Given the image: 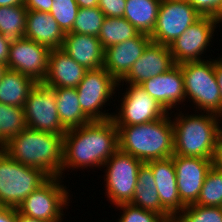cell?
I'll use <instances>...</instances> for the list:
<instances>
[{"instance_id":"obj_34","label":"cell","mask_w":222,"mask_h":222,"mask_svg":"<svg viewBox=\"0 0 222 222\" xmlns=\"http://www.w3.org/2000/svg\"><path fill=\"white\" fill-rule=\"evenodd\" d=\"M119 209L121 216L117 222H160L163 218L156 212L136 207L130 203H123L115 206ZM123 211V212H122Z\"/></svg>"},{"instance_id":"obj_43","label":"cell","mask_w":222,"mask_h":222,"mask_svg":"<svg viewBox=\"0 0 222 222\" xmlns=\"http://www.w3.org/2000/svg\"><path fill=\"white\" fill-rule=\"evenodd\" d=\"M16 222H45V221L24 216L23 214L19 213L17 210V221Z\"/></svg>"},{"instance_id":"obj_13","label":"cell","mask_w":222,"mask_h":222,"mask_svg":"<svg viewBox=\"0 0 222 222\" xmlns=\"http://www.w3.org/2000/svg\"><path fill=\"white\" fill-rule=\"evenodd\" d=\"M218 26L212 16H202L194 24L189 26L172 44L169 45L170 52L175 64L189 61H202L206 59V51L212 38L216 34ZM216 31V32H215Z\"/></svg>"},{"instance_id":"obj_33","label":"cell","mask_w":222,"mask_h":222,"mask_svg":"<svg viewBox=\"0 0 222 222\" xmlns=\"http://www.w3.org/2000/svg\"><path fill=\"white\" fill-rule=\"evenodd\" d=\"M178 216L183 222H222V207L191 204L186 206Z\"/></svg>"},{"instance_id":"obj_26","label":"cell","mask_w":222,"mask_h":222,"mask_svg":"<svg viewBox=\"0 0 222 222\" xmlns=\"http://www.w3.org/2000/svg\"><path fill=\"white\" fill-rule=\"evenodd\" d=\"M161 0H126L123 17L139 33L151 35L156 22Z\"/></svg>"},{"instance_id":"obj_14","label":"cell","mask_w":222,"mask_h":222,"mask_svg":"<svg viewBox=\"0 0 222 222\" xmlns=\"http://www.w3.org/2000/svg\"><path fill=\"white\" fill-rule=\"evenodd\" d=\"M49 52L47 47L23 37L10 45L7 67L42 83L48 72Z\"/></svg>"},{"instance_id":"obj_16","label":"cell","mask_w":222,"mask_h":222,"mask_svg":"<svg viewBox=\"0 0 222 222\" xmlns=\"http://www.w3.org/2000/svg\"><path fill=\"white\" fill-rule=\"evenodd\" d=\"M176 64L169 46L150 42L141 57L132 65L128 74L118 83V87L126 84L140 85L145 80L169 71Z\"/></svg>"},{"instance_id":"obj_28","label":"cell","mask_w":222,"mask_h":222,"mask_svg":"<svg viewBox=\"0 0 222 222\" xmlns=\"http://www.w3.org/2000/svg\"><path fill=\"white\" fill-rule=\"evenodd\" d=\"M139 34L138 30L124 17H106L101 27L98 39L104 49L120 42L132 39Z\"/></svg>"},{"instance_id":"obj_30","label":"cell","mask_w":222,"mask_h":222,"mask_svg":"<svg viewBox=\"0 0 222 222\" xmlns=\"http://www.w3.org/2000/svg\"><path fill=\"white\" fill-rule=\"evenodd\" d=\"M195 204L222 207V170L214 166L209 169Z\"/></svg>"},{"instance_id":"obj_29","label":"cell","mask_w":222,"mask_h":222,"mask_svg":"<svg viewBox=\"0 0 222 222\" xmlns=\"http://www.w3.org/2000/svg\"><path fill=\"white\" fill-rule=\"evenodd\" d=\"M26 127L23 108L0 103V148Z\"/></svg>"},{"instance_id":"obj_20","label":"cell","mask_w":222,"mask_h":222,"mask_svg":"<svg viewBox=\"0 0 222 222\" xmlns=\"http://www.w3.org/2000/svg\"><path fill=\"white\" fill-rule=\"evenodd\" d=\"M88 70L61 48L50 50L43 84L50 88H76Z\"/></svg>"},{"instance_id":"obj_39","label":"cell","mask_w":222,"mask_h":222,"mask_svg":"<svg viewBox=\"0 0 222 222\" xmlns=\"http://www.w3.org/2000/svg\"><path fill=\"white\" fill-rule=\"evenodd\" d=\"M212 166L222 170V137L219 135L215 145L214 154L212 157Z\"/></svg>"},{"instance_id":"obj_9","label":"cell","mask_w":222,"mask_h":222,"mask_svg":"<svg viewBox=\"0 0 222 222\" xmlns=\"http://www.w3.org/2000/svg\"><path fill=\"white\" fill-rule=\"evenodd\" d=\"M143 162L119 149L104 163L105 196L117 206L132 201L137 175Z\"/></svg>"},{"instance_id":"obj_12","label":"cell","mask_w":222,"mask_h":222,"mask_svg":"<svg viewBox=\"0 0 222 222\" xmlns=\"http://www.w3.org/2000/svg\"><path fill=\"white\" fill-rule=\"evenodd\" d=\"M23 109L28 128L53 134L66 133L58 115L53 88L37 83L29 93Z\"/></svg>"},{"instance_id":"obj_47","label":"cell","mask_w":222,"mask_h":222,"mask_svg":"<svg viewBox=\"0 0 222 222\" xmlns=\"http://www.w3.org/2000/svg\"><path fill=\"white\" fill-rule=\"evenodd\" d=\"M7 69H8L7 64L0 62V79L2 78L4 73L7 71Z\"/></svg>"},{"instance_id":"obj_27","label":"cell","mask_w":222,"mask_h":222,"mask_svg":"<svg viewBox=\"0 0 222 222\" xmlns=\"http://www.w3.org/2000/svg\"><path fill=\"white\" fill-rule=\"evenodd\" d=\"M27 12L24 4L0 6V33L10 44L24 37Z\"/></svg>"},{"instance_id":"obj_6","label":"cell","mask_w":222,"mask_h":222,"mask_svg":"<svg viewBox=\"0 0 222 222\" xmlns=\"http://www.w3.org/2000/svg\"><path fill=\"white\" fill-rule=\"evenodd\" d=\"M49 178L40 168L23 165L0 149V206L18 208Z\"/></svg>"},{"instance_id":"obj_7","label":"cell","mask_w":222,"mask_h":222,"mask_svg":"<svg viewBox=\"0 0 222 222\" xmlns=\"http://www.w3.org/2000/svg\"><path fill=\"white\" fill-rule=\"evenodd\" d=\"M63 180L61 177H50L26 197L18 206V212L45 222H62L65 216L63 210L68 209L71 199L70 189L62 184Z\"/></svg>"},{"instance_id":"obj_1","label":"cell","mask_w":222,"mask_h":222,"mask_svg":"<svg viewBox=\"0 0 222 222\" xmlns=\"http://www.w3.org/2000/svg\"><path fill=\"white\" fill-rule=\"evenodd\" d=\"M117 150L118 129L112 118L69 129L63 136L61 178H66L64 172L69 170L102 169Z\"/></svg>"},{"instance_id":"obj_2","label":"cell","mask_w":222,"mask_h":222,"mask_svg":"<svg viewBox=\"0 0 222 222\" xmlns=\"http://www.w3.org/2000/svg\"><path fill=\"white\" fill-rule=\"evenodd\" d=\"M63 136L26 127L1 149L23 165L40 168L50 177H61Z\"/></svg>"},{"instance_id":"obj_3","label":"cell","mask_w":222,"mask_h":222,"mask_svg":"<svg viewBox=\"0 0 222 222\" xmlns=\"http://www.w3.org/2000/svg\"><path fill=\"white\" fill-rule=\"evenodd\" d=\"M169 112L153 122L116 126L118 149L138 158L143 163L169 158L174 155L173 123Z\"/></svg>"},{"instance_id":"obj_18","label":"cell","mask_w":222,"mask_h":222,"mask_svg":"<svg viewBox=\"0 0 222 222\" xmlns=\"http://www.w3.org/2000/svg\"><path fill=\"white\" fill-rule=\"evenodd\" d=\"M149 35L139 33L136 37L105 49L104 68L119 83L141 57L151 42Z\"/></svg>"},{"instance_id":"obj_17","label":"cell","mask_w":222,"mask_h":222,"mask_svg":"<svg viewBox=\"0 0 222 222\" xmlns=\"http://www.w3.org/2000/svg\"><path fill=\"white\" fill-rule=\"evenodd\" d=\"M140 86L153 97L168 113L185 106V88L181 65L176 64L169 71L151 77ZM184 104V105H182Z\"/></svg>"},{"instance_id":"obj_41","label":"cell","mask_w":222,"mask_h":222,"mask_svg":"<svg viewBox=\"0 0 222 222\" xmlns=\"http://www.w3.org/2000/svg\"><path fill=\"white\" fill-rule=\"evenodd\" d=\"M10 43L0 33V62L7 64L8 55L10 51Z\"/></svg>"},{"instance_id":"obj_45","label":"cell","mask_w":222,"mask_h":222,"mask_svg":"<svg viewBox=\"0 0 222 222\" xmlns=\"http://www.w3.org/2000/svg\"><path fill=\"white\" fill-rule=\"evenodd\" d=\"M160 222H183L178 215H170L168 217H163Z\"/></svg>"},{"instance_id":"obj_19","label":"cell","mask_w":222,"mask_h":222,"mask_svg":"<svg viewBox=\"0 0 222 222\" xmlns=\"http://www.w3.org/2000/svg\"><path fill=\"white\" fill-rule=\"evenodd\" d=\"M153 172L158 196L163 210L170 215H178L186 206L178 194L173 157L146 162Z\"/></svg>"},{"instance_id":"obj_46","label":"cell","mask_w":222,"mask_h":222,"mask_svg":"<svg viewBox=\"0 0 222 222\" xmlns=\"http://www.w3.org/2000/svg\"><path fill=\"white\" fill-rule=\"evenodd\" d=\"M213 18H214V21L216 22L217 26H219V28H220L219 23H221V25H222V4Z\"/></svg>"},{"instance_id":"obj_48","label":"cell","mask_w":222,"mask_h":222,"mask_svg":"<svg viewBox=\"0 0 222 222\" xmlns=\"http://www.w3.org/2000/svg\"><path fill=\"white\" fill-rule=\"evenodd\" d=\"M219 121V135L222 137V112L218 115Z\"/></svg>"},{"instance_id":"obj_23","label":"cell","mask_w":222,"mask_h":222,"mask_svg":"<svg viewBox=\"0 0 222 222\" xmlns=\"http://www.w3.org/2000/svg\"><path fill=\"white\" fill-rule=\"evenodd\" d=\"M130 204L156 212L162 217L169 216L162 208L153 172L146 163H143L139 168L137 183Z\"/></svg>"},{"instance_id":"obj_35","label":"cell","mask_w":222,"mask_h":222,"mask_svg":"<svg viewBox=\"0 0 222 222\" xmlns=\"http://www.w3.org/2000/svg\"><path fill=\"white\" fill-rule=\"evenodd\" d=\"M97 7L106 17L119 18L123 17L126 0H98Z\"/></svg>"},{"instance_id":"obj_10","label":"cell","mask_w":222,"mask_h":222,"mask_svg":"<svg viewBox=\"0 0 222 222\" xmlns=\"http://www.w3.org/2000/svg\"><path fill=\"white\" fill-rule=\"evenodd\" d=\"M202 15L187 0H161L152 42L169 46Z\"/></svg>"},{"instance_id":"obj_24","label":"cell","mask_w":222,"mask_h":222,"mask_svg":"<svg viewBox=\"0 0 222 222\" xmlns=\"http://www.w3.org/2000/svg\"><path fill=\"white\" fill-rule=\"evenodd\" d=\"M37 82L20 72L7 69L0 79V103L23 108Z\"/></svg>"},{"instance_id":"obj_37","label":"cell","mask_w":222,"mask_h":222,"mask_svg":"<svg viewBox=\"0 0 222 222\" xmlns=\"http://www.w3.org/2000/svg\"><path fill=\"white\" fill-rule=\"evenodd\" d=\"M24 5L28 11L49 13L53 5V0H24Z\"/></svg>"},{"instance_id":"obj_31","label":"cell","mask_w":222,"mask_h":222,"mask_svg":"<svg viewBox=\"0 0 222 222\" xmlns=\"http://www.w3.org/2000/svg\"><path fill=\"white\" fill-rule=\"evenodd\" d=\"M105 18L106 16L97 6L79 8L71 33L98 37Z\"/></svg>"},{"instance_id":"obj_8","label":"cell","mask_w":222,"mask_h":222,"mask_svg":"<svg viewBox=\"0 0 222 222\" xmlns=\"http://www.w3.org/2000/svg\"><path fill=\"white\" fill-rule=\"evenodd\" d=\"M118 82L104 68L88 70L76 87L83 113L91 121H104L113 117V112L105 109L117 97ZM110 99V101H109ZM108 102V103H107ZM110 102V103H109ZM106 105V106H104ZM103 108L105 110H103ZM107 111V112H106Z\"/></svg>"},{"instance_id":"obj_36","label":"cell","mask_w":222,"mask_h":222,"mask_svg":"<svg viewBox=\"0 0 222 222\" xmlns=\"http://www.w3.org/2000/svg\"><path fill=\"white\" fill-rule=\"evenodd\" d=\"M202 16L216 14L222 4V0H187Z\"/></svg>"},{"instance_id":"obj_44","label":"cell","mask_w":222,"mask_h":222,"mask_svg":"<svg viewBox=\"0 0 222 222\" xmlns=\"http://www.w3.org/2000/svg\"><path fill=\"white\" fill-rule=\"evenodd\" d=\"M24 0H0V6L23 5Z\"/></svg>"},{"instance_id":"obj_22","label":"cell","mask_w":222,"mask_h":222,"mask_svg":"<svg viewBox=\"0 0 222 222\" xmlns=\"http://www.w3.org/2000/svg\"><path fill=\"white\" fill-rule=\"evenodd\" d=\"M24 37L54 50L62 48L65 33L50 13L28 11Z\"/></svg>"},{"instance_id":"obj_40","label":"cell","mask_w":222,"mask_h":222,"mask_svg":"<svg viewBox=\"0 0 222 222\" xmlns=\"http://www.w3.org/2000/svg\"><path fill=\"white\" fill-rule=\"evenodd\" d=\"M214 73L220 90L221 112H222V57H216L214 60Z\"/></svg>"},{"instance_id":"obj_25","label":"cell","mask_w":222,"mask_h":222,"mask_svg":"<svg viewBox=\"0 0 222 222\" xmlns=\"http://www.w3.org/2000/svg\"><path fill=\"white\" fill-rule=\"evenodd\" d=\"M61 124L66 130L83 126L91 120L83 113L76 88H53Z\"/></svg>"},{"instance_id":"obj_15","label":"cell","mask_w":222,"mask_h":222,"mask_svg":"<svg viewBox=\"0 0 222 222\" xmlns=\"http://www.w3.org/2000/svg\"><path fill=\"white\" fill-rule=\"evenodd\" d=\"M178 194L185 206L195 204L212 159L173 155Z\"/></svg>"},{"instance_id":"obj_42","label":"cell","mask_w":222,"mask_h":222,"mask_svg":"<svg viewBox=\"0 0 222 222\" xmlns=\"http://www.w3.org/2000/svg\"><path fill=\"white\" fill-rule=\"evenodd\" d=\"M79 8H92L98 5V0H76Z\"/></svg>"},{"instance_id":"obj_38","label":"cell","mask_w":222,"mask_h":222,"mask_svg":"<svg viewBox=\"0 0 222 222\" xmlns=\"http://www.w3.org/2000/svg\"><path fill=\"white\" fill-rule=\"evenodd\" d=\"M17 208L0 206V222H16Z\"/></svg>"},{"instance_id":"obj_5","label":"cell","mask_w":222,"mask_h":222,"mask_svg":"<svg viewBox=\"0 0 222 222\" xmlns=\"http://www.w3.org/2000/svg\"><path fill=\"white\" fill-rule=\"evenodd\" d=\"M208 59L206 57V60L180 64L184 80L185 103L190 101L196 112L203 111L219 115L221 100L214 73V59Z\"/></svg>"},{"instance_id":"obj_21","label":"cell","mask_w":222,"mask_h":222,"mask_svg":"<svg viewBox=\"0 0 222 222\" xmlns=\"http://www.w3.org/2000/svg\"><path fill=\"white\" fill-rule=\"evenodd\" d=\"M61 49L87 70L104 66L105 49L96 36L68 32Z\"/></svg>"},{"instance_id":"obj_11","label":"cell","mask_w":222,"mask_h":222,"mask_svg":"<svg viewBox=\"0 0 222 222\" xmlns=\"http://www.w3.org/2000/svg\"><path fill=\"white\" fill-rule=\"evenodd\" d=\"M126 90L122 97L118 98L120 104L116 113H113V121L116 126L139 125L165 117L168 112L151 97L140 85L125 84ZM124 94V95H123ZM120 107V108H119Z\"/></svg>"},{"instance_id":"obj_32","label":"cell","mask_w":222,"mask_h":222,"mask_svg":"<svg viewBox=\"0 0 222 222\" xmlns=\"http://www.w3.org/2000/svg\"><path fill=\"white\" fill-rule=\"evenodd\" d=\"M79 7L76 0H53L50 14L66 34L72 31Z\"/></svg>"},{"instance_id":"obj_4","label":"cell","mask_w":222,"mask_h":222,"mask_svg":"<svg viewBox=\"0 0 222 222\" xmlns=\"http://www.w3.org/2000/svg\"><path fill=\"white\" fill-rule=\"evenodd\" d=\"M178 111L171 116H174V118H171L174 154L212 159L219 136L218 115L196 111L194 115H188L189 113H182V108L181 111L180 109Z\"/></svg>"}]
</instances>
